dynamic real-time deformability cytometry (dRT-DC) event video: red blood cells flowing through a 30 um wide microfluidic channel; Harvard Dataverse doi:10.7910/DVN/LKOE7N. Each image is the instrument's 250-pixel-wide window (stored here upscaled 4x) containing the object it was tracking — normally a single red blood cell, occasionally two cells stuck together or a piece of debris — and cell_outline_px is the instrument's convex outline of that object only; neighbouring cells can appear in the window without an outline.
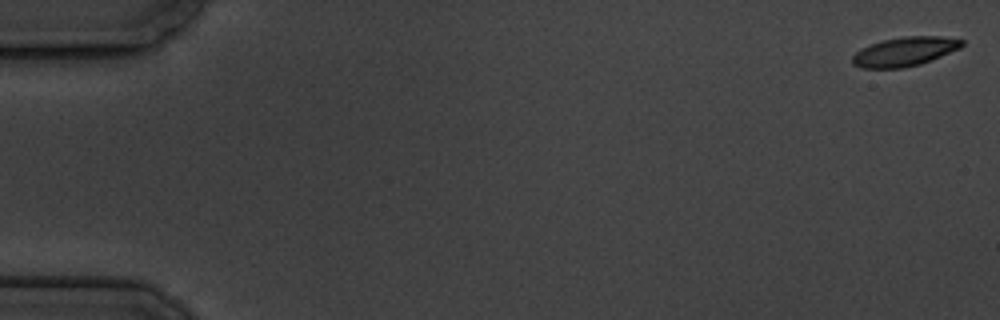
{"species": "common noctule bat (a hibernating species)", "species_latin": "Nyctalus noctula", "temperature_condition": "cold", "stored_images_in_passage": 8, "camera_frame_rate_fps": 3000, "um_per_image_px": 0.085, "animal": {"sex": "male", "body_mass_g": 19.5, "forearm_length_mm": 54.6}, "frame": {"image": 1, "passage_image": 1, "time_ms": 0.0, "image_size_px": [1000, 320], "cell_outline_px": [[964, 44], [960, 48], [920, 64], [904, 68], [860, 68], [852, 64], [852, 56], [860, 48], [884, 40], [904, 36], [940, 36], [964, 40]], "centroid_in_image_um": [76.87, 4.39], "position_along_channel_um": 8.1, "area_um2": 18.5}}
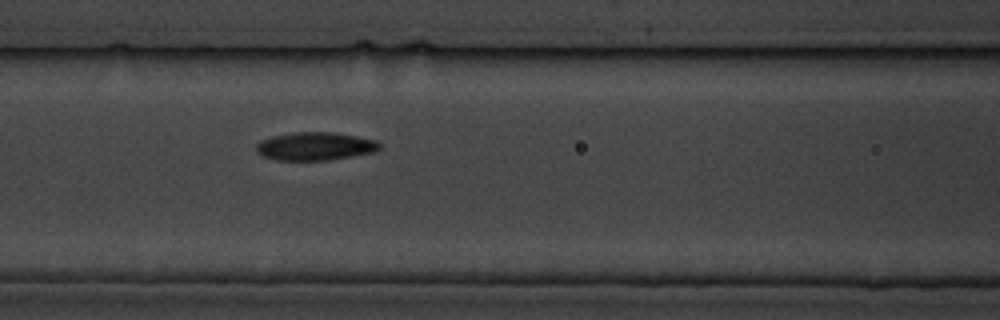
{"frame": {"image": 2, "passage_image": 8, "time_ms": 8.333, "image_size_px": [1000, 320], "cell_outline_px": [[380, 148], [372, 152], [352, 156], [328, 160], [276, 160], [264, 156], [256, 152], [256, 144], [260, 140], [272, 136], [292, 132], [332, 132], [356, 136], [376, 140], [380, 144]], "centroid_in_image_um": [26.75, 12.42], "position_along_channel_um": 139.9, "area_um2": 20.17}}